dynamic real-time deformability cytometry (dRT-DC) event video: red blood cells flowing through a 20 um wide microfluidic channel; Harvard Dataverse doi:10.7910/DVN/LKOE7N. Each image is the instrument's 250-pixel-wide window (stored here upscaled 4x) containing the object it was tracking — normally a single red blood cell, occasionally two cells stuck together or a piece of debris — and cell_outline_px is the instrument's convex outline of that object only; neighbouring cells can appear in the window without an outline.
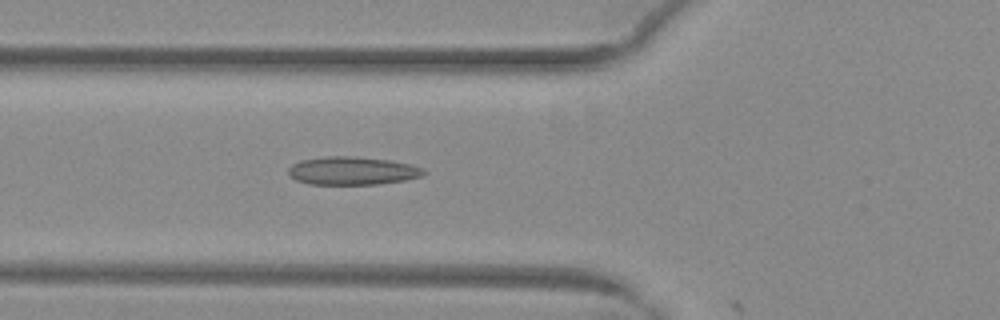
{"species": "common noctule bat (a hibernating species)", "species_latin": "Nyctalus noctula", "temperature_condition": "warm", "stored_images_in_passage": 20, "camera_frame_rate_fps": 3000, "um_per_image_px": 0.085, "animal": {"sex": "female", "body_mass_g": 29.2, "forearm_length_mm": 56.3}, "frame": {"image": 1, "passage_image": 19, "time_ms": 6.0, "image_size_px": [1000, 320], "cell_outline_px": [[428, 172], [424, 176], [404, 180], [376, 184], [308, 184], [296, 180], [288, 172], [288, 168], [292, 164], [300, 160], [324, 156], [352, 156], [388, 160], [412, 164], [424, 168]], "centroid_in_image_um": [29.98, 14.51], "position_along_channel_um": 95.8, "area_um2": 22.31}}